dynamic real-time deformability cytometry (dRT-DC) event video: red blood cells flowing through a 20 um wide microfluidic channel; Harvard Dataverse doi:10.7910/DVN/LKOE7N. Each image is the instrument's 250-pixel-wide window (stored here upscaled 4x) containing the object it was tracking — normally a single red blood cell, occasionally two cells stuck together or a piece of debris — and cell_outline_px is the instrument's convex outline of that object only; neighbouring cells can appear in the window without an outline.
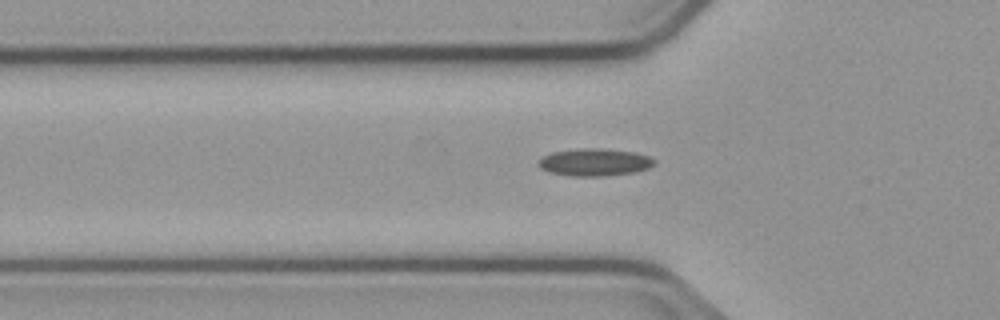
{"species": "common noctule bat (a hibernating species)", "species_latin": "Nyctalus noctula", "temperature_condition": "cold", "stored_images_in_passage": 33, "camera_frame_rate_fps": 3000, "um_per_image_px": 0.085, "animal": {"sex": "male", "body_mass_g": 23.1, "forearm_length_mm": 52.7}, "frame": {"image": 1, "passage_image": 3, "time_ms": 0.667, "image_size_px": [1000, 320], "cell_outline_px": [[656, 164], [648, 168], [632, 172], [604, 176], [572, 176], [548, 172], [540, 168], [536, 164], [544, 156], [552, 152], [580, 148], [600, 148], [636, 152], [648, 156], [656, 160]], "centroid_in_image_um": [50.54, 13.78], "position_along_channel_um": 75.3, "area_um2": 18.55}}
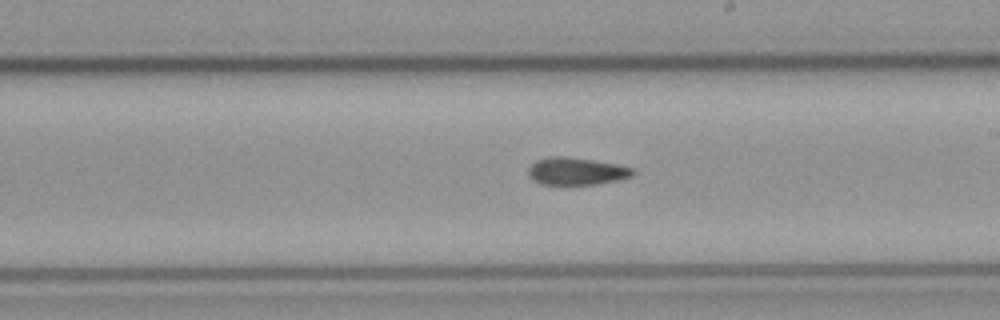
{"frame": {"image": 2, "passage_image": 16, "time_ms": 5.0, "image_size_px": [1000, 320], "cell_outline_px": [[636, 172], [632, 176], [620, 180], [596, 184], [540, 184], [532, 180], [528, 176], [528, 168], [536, 160], [552, 156], [564, 156], [592, 160], [616, 164], [632, 168]], "centroid_in_image_um": [48.98, 14.56], "position_along_channel_um": 240.0, "area_um2": 16.7}}
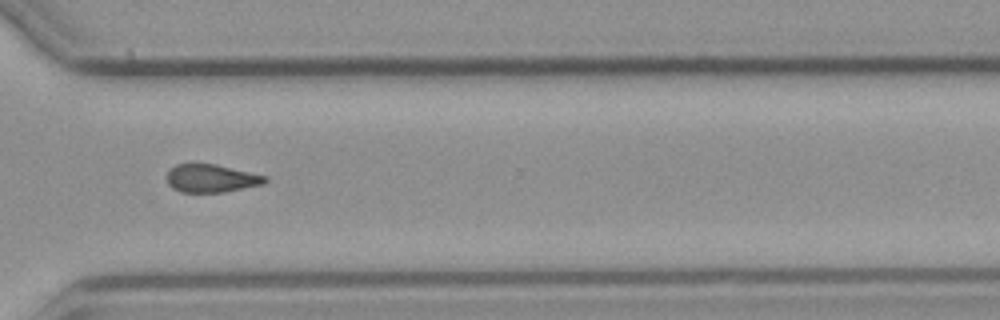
{"frame": {"image": 3, "passage_image": 25, "time_ms": 8.0, "image_size_px": [1000, 320], "cell_outline_px": [[268, 180], [264, 184], [224, 192], [180, 192], [172, 188], [168, 184], [168, 172], [176, 164], [216, 164], [268, 176]], "centroid_in_image_um": [17.99, 15.16], "position_along_channel_um": 352.6, "area_um2": 16.01}}